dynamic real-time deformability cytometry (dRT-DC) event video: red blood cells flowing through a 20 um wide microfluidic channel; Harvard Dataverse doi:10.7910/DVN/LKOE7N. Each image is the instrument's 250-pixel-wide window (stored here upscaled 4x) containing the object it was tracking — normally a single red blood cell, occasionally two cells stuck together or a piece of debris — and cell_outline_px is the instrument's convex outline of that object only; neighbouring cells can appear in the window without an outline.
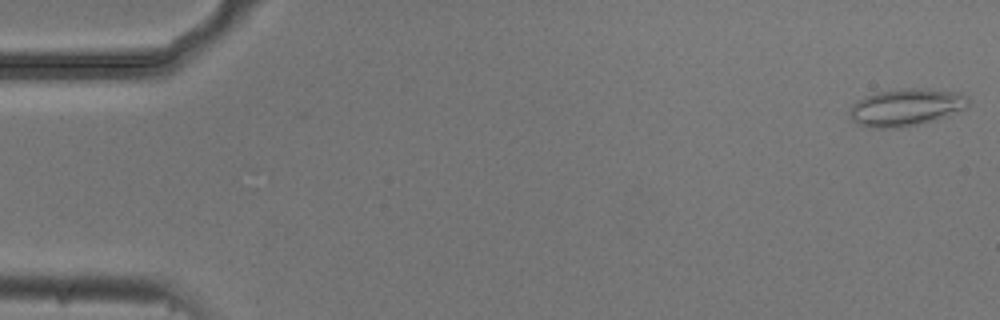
{"species": "common noctule bat (a hibernating species)", "species_latin": "Nyctalus noctula", "temperature_condition": "cold", "stored_images_in_passage": 54, "camera_frame_rate_fps": 3000, "um_per_image_px": 0.085, "animal": {"sex": "male", "body_mass_g": 20.5, "forearm_length_mm": 52.5}, "frame": {"image": 1, "passage_image": 1, "time_ms": 0.0, "image_size_px": [1000, 320], "cell_outline_px": [[972, 100], [968, 108], [948, 116], [936, 120], [900, 128], [872, 128], [860, 124], [852, 120], [848, 112], [852, 104], [856, 100], [864, 96], [876, 92], [900, 88], [928, 88], [960, 92], [968, 96]], "centroid_in_image_um": [77.07, 9.1], "position_along_channel_um": 7.9, "area_um2": 26.53}}
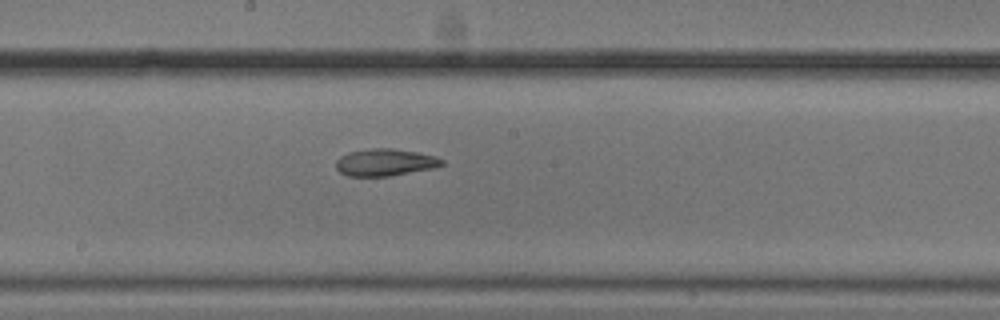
{"frame": {"image": 2, "passage_image": 29, "time_ms": 9.333, "image_size_px": [1000, 320], "cell_outline_px": [[444, 164], [436, 168], [388, 176], [348, 176], [340, 172], [336, 168], [336, 160], [340, 156], [348, 152], [372, 148], [392, 148], [416, 152], [436, 156], [444, 160]], "centroid_in_image_um": [32.74, 13.8], "position_along_channel_um": 215.5, "area_um2": 16.82}}
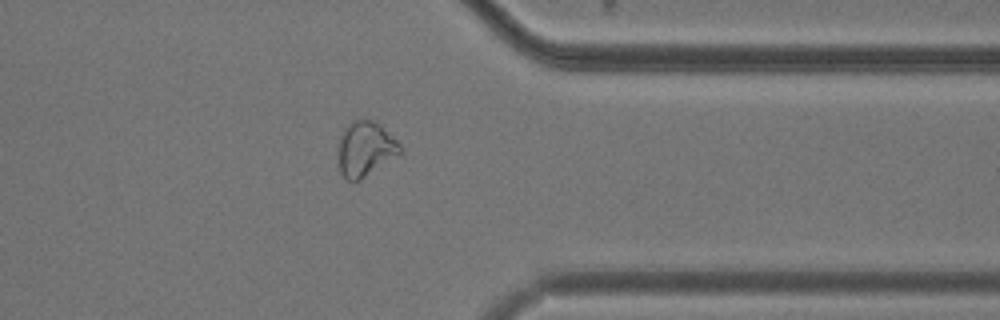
{"frame": {"image": 3, "passage_image": 43, "time_ms": 14.0, "image_size_px": [1000, 320], "cell_outline_px": [[404, 152], [360, 180], [348, 180], [340, 172], [340, 136], [344, 128], [356, 116], [364, 116], [380, 124], [404, 148]], "centroid_in_image_um": [31.1, 12.6], "position_along_channel_um": 380.3, "area_um2": 20.0}, "authors_computed_cell_mechanics": {"area_um2": 19.8543, "velocity_mm_per_s": 3.6986, "shape_relaxation_time_tau1_ms": null, "shape_relaxation_time_tau2_ms": 8.8383, "deformation_change_tau1": null, "deformation_change_tau2": 0.1672}}